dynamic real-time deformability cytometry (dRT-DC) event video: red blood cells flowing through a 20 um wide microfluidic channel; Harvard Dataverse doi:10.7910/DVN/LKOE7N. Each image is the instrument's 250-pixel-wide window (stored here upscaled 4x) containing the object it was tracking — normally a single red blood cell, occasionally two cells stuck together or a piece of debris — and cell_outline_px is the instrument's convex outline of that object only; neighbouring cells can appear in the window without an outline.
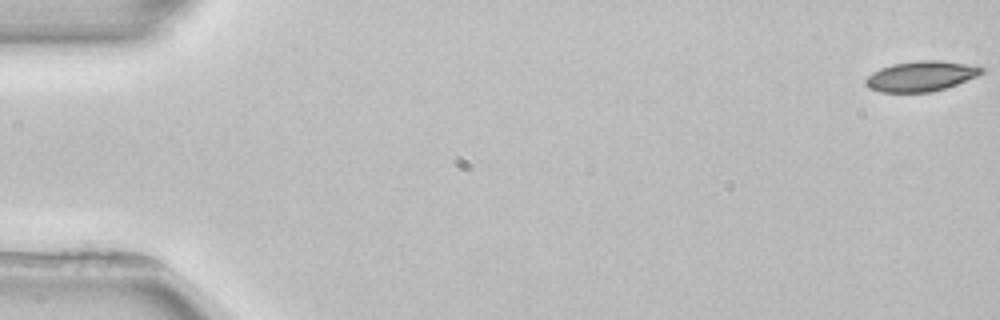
{"species": "common noctule bat (a hibernating species)", "species_latin": "Nyctalus noctula", "temperature_condition": "room temperature", "stored_images_in_passage": 4, "camera_frame_rate_fps": 3000, "um_per_image_px": 0.085, "animal": {"sex": "female", "body_mass_g": 22.7, "forearm_length_mm": 54.2}, "frame": {"image": 1, "passage_image": 1, "time_ms": 0.0, "image_size_px": [1000, 320], "cell_outline_px": [[984, 72], [976, 76], [956, 84], [932, 92], [880, 92], [868, 88], [864, 84], [864, 80], [872, 72], [880, 68], [892, 64], [916, 60], [940, 60], [964, 64], [984, 68]], "centroid_in_image_um": [78.22, 6.47], "position_along_channel_um": 6.8, "area_um2": 20.35}}
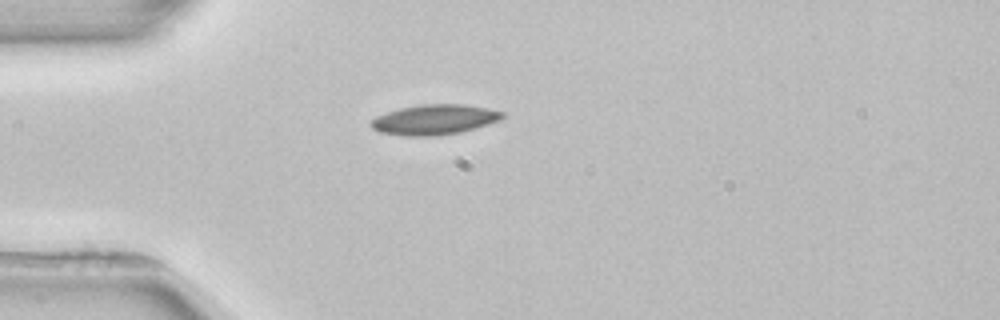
{"frame": {"image": 2, "passage_image": 4, "time_ms": 4.667, "image_size_px": [1000, 320], "cell_outline_px": [[504, 116], [500, 120], [488, 124], [460, 132], [432, 136], [404, 136], [380, 132], [372, 128], [368, 124], [376, 116], [400, 108], [420, 104], [464, 104], [488, 108], [504, 112]], "centroid_in_image_um": [36.91, 10.16], "position_along_channel_um": 48.1, "area_um2": 23.06}}